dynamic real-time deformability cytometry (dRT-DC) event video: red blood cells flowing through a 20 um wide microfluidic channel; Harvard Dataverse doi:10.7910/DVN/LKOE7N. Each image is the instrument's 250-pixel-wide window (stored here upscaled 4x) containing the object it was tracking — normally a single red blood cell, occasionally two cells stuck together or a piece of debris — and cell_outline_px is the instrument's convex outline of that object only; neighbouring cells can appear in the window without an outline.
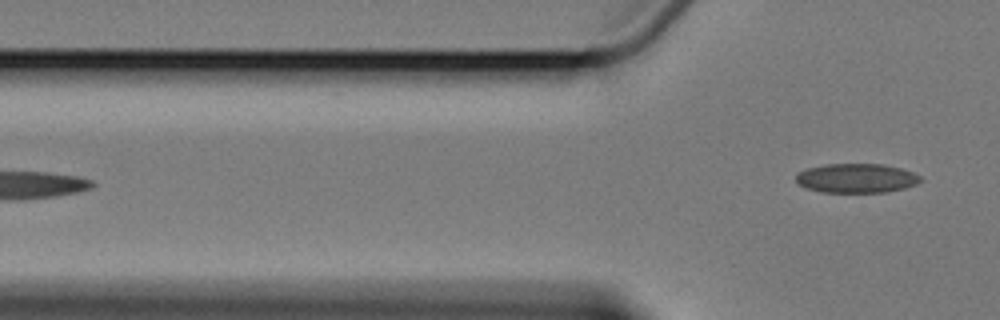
{"species": "Egyptian fruit bat (a non-hibernating species)", "species_latin": "Rousettus aegyptiacus", "temperature_condition": "cold", "stored_images_in_passage": 5, "camera_frame_rate_fps": 3000, "um_per_image_px": 0.085, "animal": {"sex": "female"}, "frame": {"image": 1, "passage_image": 5, "time_ms": 5.667, "image_size_px": [1000, 320], "cell_outline_px": [[924, 180], [916, 184], [904, 188], [888, 192], [824, 192], [808, 188], [796, 184], [796, 172], [808, 168], [824, 164], [884, 164], [900, 168], [912, 172], [920, 176]], "centroid_in_image_um": [72.79, 15.14], "position_along_channel_um": 53.0, "area_um2": 21.33}}